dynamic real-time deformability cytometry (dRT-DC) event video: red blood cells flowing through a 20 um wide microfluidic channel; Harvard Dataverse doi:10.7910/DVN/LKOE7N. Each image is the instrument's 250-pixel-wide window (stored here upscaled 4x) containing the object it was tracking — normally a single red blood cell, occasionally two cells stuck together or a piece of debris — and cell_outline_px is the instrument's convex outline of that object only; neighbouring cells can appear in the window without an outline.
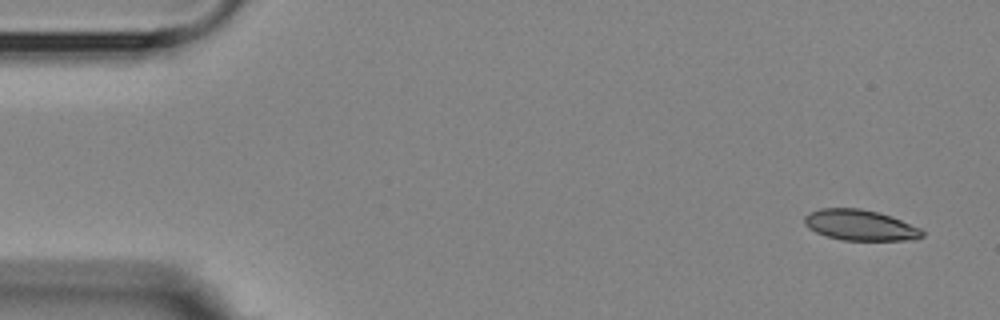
{"species": "Egyptian fruit bat (a non-hibernating species)", "species_latin": "Rousettus aegyptiacus", "temperature_condition": "room temperature", "stored_images_in_passage": 5, "camera_frame_rate_fps": 3000, "um_per_image_px": 0.085, "animal": {"sex": "female"}, "frame": {"image": 1, "passage_image": 1, "time_ms": 0.0, "image_size_px": [1000, 320], "cell_outline_px": [[924, 236], [916, 240], [844, 240], [828, 236], [816, 232], [808, 228], [804, 224], [804, 216], [808, 212], [820, 208], [860, 208], [892, 216], [920, 228], [924, 232]], "centroid_in_image_um": [73.11, 19.13], "position_along_channel_um": 11.9, "area_um2": 21.15}}
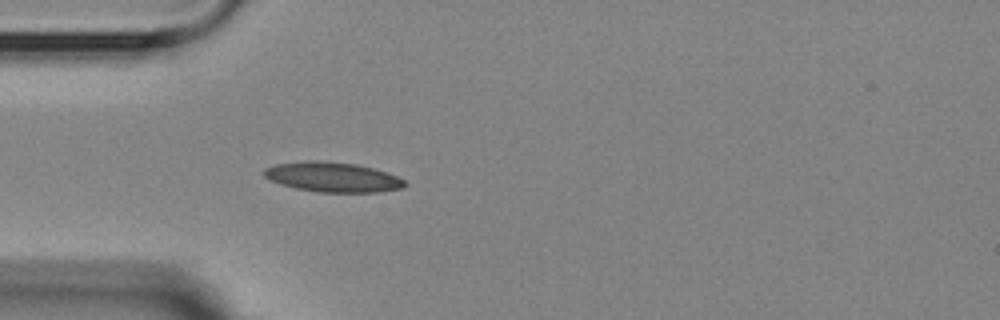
{"frame": {"image": 2, "passage_image": 5, "time_ms": 4.333, "image_size_px": [1000, 320], "cell_outline_px": [[408, 184], [400, 188], [380, 192], [320, 192], [296, 188], [272, 180], [264, 176], [264, 168], [276, 164], [308, 160], [316, 160], [356, 164], [372, 168], [396, 176], [404, 180]], "centroid_in_image_um": [28.28, 15.05], "position_along_channel_um": 56.7, "area_um2": 24.1}}